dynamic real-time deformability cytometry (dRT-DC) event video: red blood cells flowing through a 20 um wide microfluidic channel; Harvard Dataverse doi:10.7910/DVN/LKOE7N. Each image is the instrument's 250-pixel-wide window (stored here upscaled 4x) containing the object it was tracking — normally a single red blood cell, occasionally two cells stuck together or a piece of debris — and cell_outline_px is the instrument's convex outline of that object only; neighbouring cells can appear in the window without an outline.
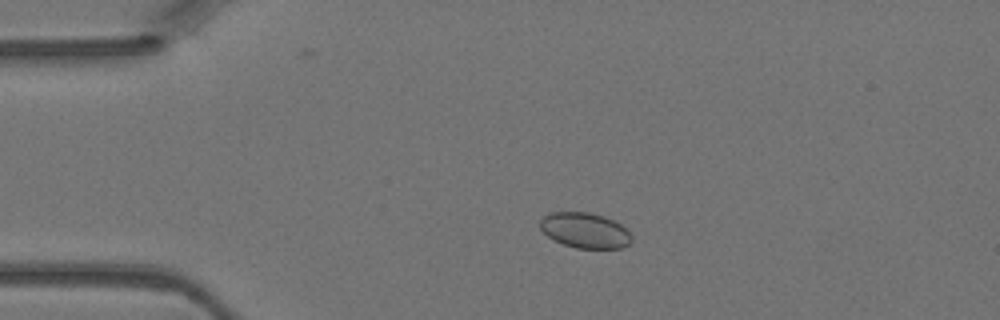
{"species": "Egyptian fruit bat (a non-hibernating species)", "species_latin": "Rousettus aegyptiacus", "temperature_condition": "warm", "stored_images_in_passage": 1, "camera_frame_rate_fps": 3000, "um_per_image_px": 0.085, "animal": {"sex": "female"}, "frame": {"image": 1, "passage_image": 1, "time_ms": 0.0, "image_size_px": [1000, 320], "cell_outline_px": [[632, 240], [628, 244], [620, 248], [576, 248], [552, 240], [540, 228], [540, 220], [544, 216], [552, 212], [588, 212], [604, 216], [620, 224], [632, 236]], "centroid_in_image_um": [49.7, 19.58], "position_along_channel_um": 35.3, "area_um2": 18.73}}